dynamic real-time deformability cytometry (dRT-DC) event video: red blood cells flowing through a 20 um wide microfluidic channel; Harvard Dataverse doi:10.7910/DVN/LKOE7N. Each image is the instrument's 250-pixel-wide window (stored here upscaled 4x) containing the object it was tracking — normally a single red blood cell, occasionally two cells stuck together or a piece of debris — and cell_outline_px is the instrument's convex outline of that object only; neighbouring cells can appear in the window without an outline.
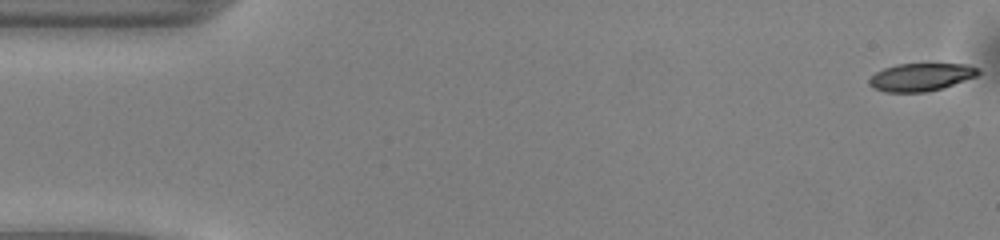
{"species": "common noctule bat (a hibernating species)", "species_latin": "Nyctalus noctula", "temperature_condition": "warm", "stored_images_in_passage": 13, "camera_frame_rate_fps": 3000, "um_per_image_px": 0.085, "animal": {"sex": "male", "body_mass_g": 13.0, "forearm_length_mm": 53.1}, "frame": {"image": 1, "passage_image": 1, "time_ms": 0.0, "image_size_px": [1000, 240], "cell_outline_px": [[980, 72], [976, 76], [944, 88], [924, 92], [884, 92], [872, 88], [868, 84], [868, 80], [876, 72], [884, 68], [896, 64], [968, 64], [980, 68]], "centroid_in_image_um": [78.27, 6.55], "position_along_channel_um": 6.7, "area_um2": 17.8}}